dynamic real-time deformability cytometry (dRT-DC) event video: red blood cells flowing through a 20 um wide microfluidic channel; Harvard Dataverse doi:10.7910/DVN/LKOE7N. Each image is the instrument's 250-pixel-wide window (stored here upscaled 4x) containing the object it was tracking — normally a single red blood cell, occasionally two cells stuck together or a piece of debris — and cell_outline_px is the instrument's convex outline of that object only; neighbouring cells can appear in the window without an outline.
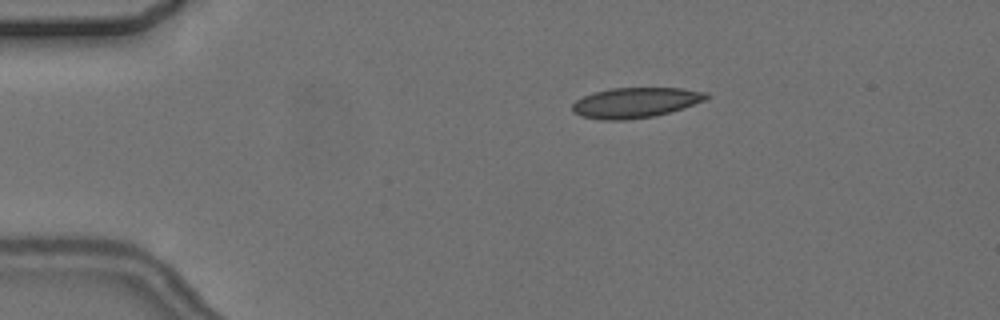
{"species": "common noctule bat (a hibernating species)", "species_latin": "Nyctalus noctula", "temperature_condition": "cold", "stored_images_in_passage": 5, "camera_frame_rate_fps": 3000, "um_per_image_px": 0.085, "animal": {"sex": "female", "body_mass_g": 24.6, "forearm_length_mm": 56.2}, "frame": {"image": 1, "passage_image": 3, "time_ms": 2.667, "image_size_px": [1000, 320], "cell_outline_px": [[708, 96], [704, 100], [656, 116], [624, 120], [600, 120], [580, 116], [572, 112], [572, 104], [576, 100], [584, 96], [596, 92], [612, 88], [684, 88], [708, 92]], "centroid_in_image_um": [53.97, 8.73], "position_along_channel_um": 31.0, "area_um2": 23.47}}